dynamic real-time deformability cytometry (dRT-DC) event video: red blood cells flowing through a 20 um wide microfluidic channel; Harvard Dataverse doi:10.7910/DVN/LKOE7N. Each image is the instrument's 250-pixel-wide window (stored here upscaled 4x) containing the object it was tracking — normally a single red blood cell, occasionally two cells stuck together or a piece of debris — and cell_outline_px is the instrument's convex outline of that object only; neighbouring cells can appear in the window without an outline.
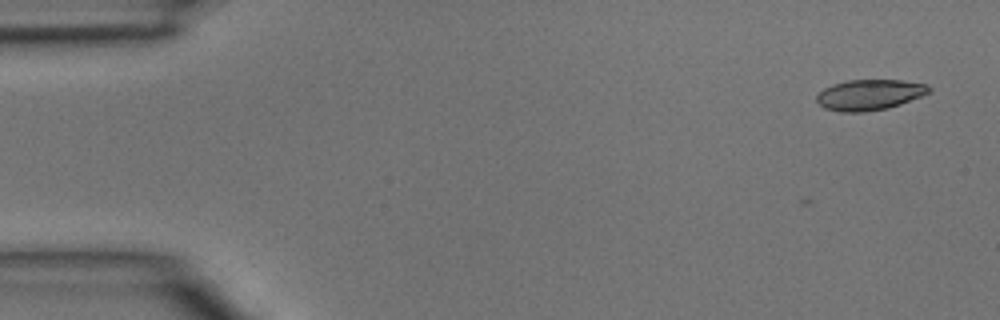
{"species": "common noctule bat (a hibernating species)", "species_latin": "Nyctalus noctula", "temperature_condition": "room temperature", "stored_images_in_passage": 44, "camera_frame_rate_fps": 3000, "um_per_image_px": 0.085, "animal": {"sex": "male", "body_mass_g": 15.6}, "frame": {"image": 1, "passage_image": 1, "time_ms": 0.0, "image_size_px": [1000, 320], "cell_outline_px": [[932, 92], [900, 104], [888, 108], [864, 112], [840, 112], [824, 108], [816, 100], [816, 96], [824, 88], [832, 84], [848, 80], [900, 80], [928, 84], [932, 88]], "centroid_in_image_um": [73.93, 8.05], "position_along_channel_um": 11.1, "area_um2": 20.17}}
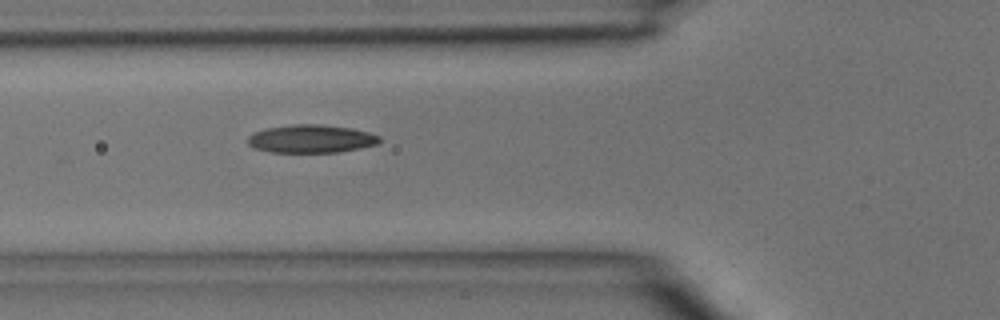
{"frame": {"image": 2, "passage_image": 15, "time_ms": 4.667, "image_size_px": [1000, 320], "cell_outline_px": [[380, 140], [376, 144], [360, 148], [340, 152], [268, 152], [252, 148], [248, 144], [248, 136], [256, 132], [268, 128], [292, 124], [320, 124], [352, 128], [368, 132], [380, 136]], "centroid_in_image_um": [26.43, 11.8], "position_along_channel_um": 99.4, "area_um2": 21.56}}
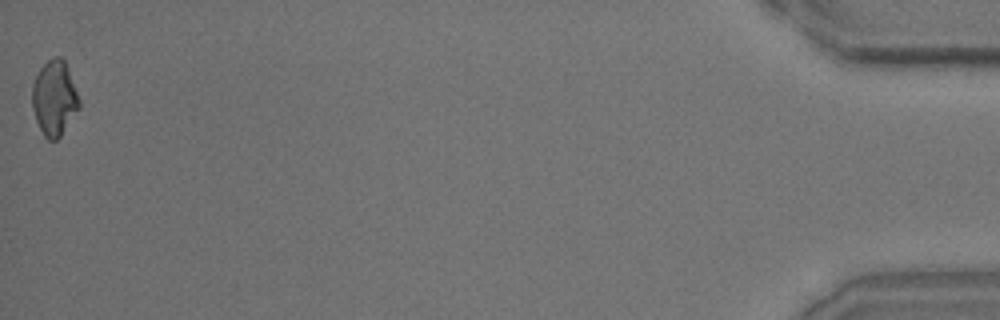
{"frame": {"image": 3, "passage_image": 44, "time_ms": 14.333, "image_size_px": [1000, 320], "cell_outline_px": [[80, 108], [60, 136], [56, 140], [48, 140], [44, 136], [36, 120], [32, 108], [32, 84], [40, 68], [52, 56], [60, 56], [64, 60], [80, 100]], "centroid_in_image_um": [4.61, 8.34], "position_along_channel_um": 430.6, "area_um2": 20.46}}